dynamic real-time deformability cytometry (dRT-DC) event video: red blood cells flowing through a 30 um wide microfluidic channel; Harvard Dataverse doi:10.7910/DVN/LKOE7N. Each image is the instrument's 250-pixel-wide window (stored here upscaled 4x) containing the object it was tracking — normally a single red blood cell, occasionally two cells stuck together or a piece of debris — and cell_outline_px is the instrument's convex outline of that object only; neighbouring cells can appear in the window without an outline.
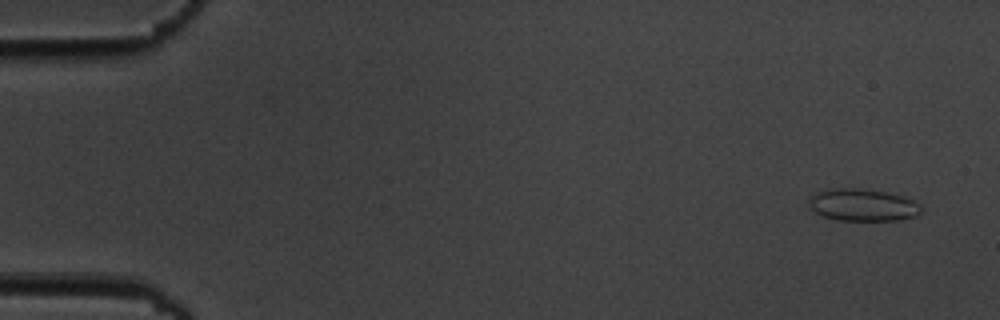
{"species": "common noctule bat (a hibernating species)", "species_latin": "Nyctalus noctula", "temperature_condition": "cold", "stored_images_in_passage": 5, "camera_frame_rate_fps": 3000, "um_per_image_px": 0.085, "animal": {"sex": "male", "body_mass_g": 19.5, "forearm_length_mm": 54.6}, "frame": {"image": 1, "passage_image": 1, "time_ms": 0.0, "image_size_px": [1000, 320], "cell_outline_px": [[920, 212], [916, 216], [900, 220], [836, 220], [824, 216], [808, 208], [808, 200], [812, 196], [820, 192], [832, 188], [860, 188], [884, 192], [904, 196], [920, 204]], "centroid_in_image_um": [73.33, 17.43], "position_along_channel_um": 11.7, "area_um2": 20.98}}